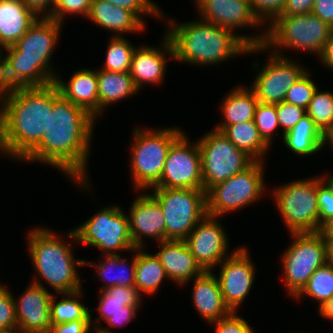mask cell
Listing matches in <instances>:
<instances>
[{"label":"cell","mask_w":333,"mask_h":333,"mask_svg":"<svg viewBox=\"0 0 333 333\" xmlns=\"http://www.w3.org/2000/svg\"><path fill=\"white\" fill-rule=\"evenodd\" d=\"M151 189L147 192L159 203L165 217L166 240H185L207 215L204 189Z\"/></svg>","instance_id":"30bf717a"},{"label":"cell","mask_w":333,"mask_h":333,"mask_svg":"<svg viewBox=\"0 0 333 333\" xmlns=\"http://www.w3.org/2000/svg\"><path fill=\"white\" fill-rule=\"evenodd\" d=\"M57 295L53 293L50 299L51 325L78 319H92L91 310L80 301L84 296L83 288L70 293H60V297H63L61 300H57Z\"/></svg>","instance_id":"836d02e7"},{"label":"cell","mask_w":333,"mask_h":333,"mask_svg":"<svg viewBox=\"0 0 333 333\" xmlns=\"http://www.w3.org/2000/svg\"><path fill=\"white\" fill-rule=\"evenodd\" d=\"M96 122L84 109L65 99L53 83V109L48 113L47 130L21 162L35 161L55 167L77 187L90 193L87 168Z\"/></svg>","instance_id":"6da1fadb"},{"label":"cell","mask_w":333,"mask_h":333,"mask_svg":"<svg viewBox=\"0 0 333 333\" xmlns=\"http://www.w3.org/2000/svg\"><path fill=\"white\" fill-rule=\"evenodd\" d=\"M36 19L21 0H0V47L13 46Z\"/></svg>","instance_id":"4316f807"},{"label":"cell","mask_w":333,"mask_h":333,"mask_svg":"<svg viewBox=\"0 0 333 333\" xmlns=\"http://www.w3.org/2000/svg\"><path fill=\"white\" fill-rule=\"evenodd\" d=\"M0 90L5 93L7 91L3 81V49L0 47Z\"/></svg>","instance_id":"9f6ffc18"},{"label":"cell","mask_w":333,"mask_h":333,"mask_svg":"<svg viewBox=\"0 0 333 333\" xmlns=\"http://www.w3.org/2000/svg\"><path fill=\"white\" fill-rule=\"evenodd\" d=\"M102 68L110 72H129L134 46L126 36H110Z\"/></svg>","instance_id":"d590c367"},{"label":"cell","mask_w":333,"mask_h":333,"mask_svg":"<svg viewBox=\"0 0 333 333\" xmlns=\"http://www.w3.org/2000/svg\"><path fill=\"white\" fill-rule=\"evenodd\" d=\"M215 326V333H255L254 328L237 312H232L229 316L210 323Z\"/></svg>","instance_id":"bcb514c9"},{"label":"cell","mask_w":333,"mask_h":333,"mask_svg":"<svg viewBox=\"0 0 333 333\" xmlns=\"http://www.w3.org/2000/svg\"><path fill=\"white\" fill-rule=\"evenodd\" d=\"M282 142L287 150L298 156L317 155L324 147V135L306 113L301 120L283 135Z\"/></svg>","instance_id":"4dcf8cb0"},{"label":"cell","mask_w":333,"mask_h":333,"mask_svg":"<svg viewBox=\"0 0 333 333\" xmlns=\"http://www.w3.org/2000/svg\"><path fill=\"white\" fill-rule=\"evenodd\" d=\"M288 233L320 232L318 226L317 176L292 180L271 192Z\"/></svg>","instance_id":"9c48e42d"},{"label":"cell","mask_w":333,"mask_h":333,"mask_svg":"<svg viewBox=\"0 0 333 333\" xmlns=\"http://www.w3.org/2000/svg\"><path fill=\"white\" fill-rule=\"evenodd\" d=\"M311 13L333 28V0H315Z\"/></svg>","instance_id":"816d5d0a"},{"label":"cell","mask_w":333,"mask_h":333,"mask_svg":"<svg viewBox=\"0 0 333 333\" xmlns=\"http://www.w3.org/2000/svg\"><path fill=\"white\" fill-rule=\"evenodd\" d=\"M191 281H194L191 300L198 315L205 322L210 324L232 313L223 299L214 271H204Z\"/></svg>","instance_id":"cb8c5ba5"},{"label":"cell","mask_w":333,"mask_h":333,"mask_svg":"<svg viewBox=\"0 0 333 333\" xmlns=\"http://www.w3.org/2000/svg\"><path fill=\"white\" fill-rule=\"evenodd\" d=\"M157 245L160 248L155 255L164 267L169 281L183 287L204 272L184 240H164Z\"/></svg>","instance_id":"7402d4cb"},{"label":"cell","mask_w":333,"mask_h":333,"mask_svg":"<svg viewBox=\"0 0 333 333\" xmlns=\"http://www.w3.org/2000/svg\"><path fill=\"white\" fill-rule=\"evenodd\" d=\"M92 319H78L67 323L51 325L49 333H94Z\"/></svg>","instance_id":"7dc6e473"},{"label":"cell","mask_w":333,"mask_h":333,"mask_svg":"<svg viewBox=\"0 0 333 333\" xmlns=\"http://www.w3.org/2000/svg\"><path fill=\"white\" fill-rule=\"evenodd\" d=\"M318 226H322L333 217V189L317 176Z\"/></svg>","instance_id":"7bdbcfd3"},{"label":"cell","mask_w":333,"mask_h":333,"mask_svg":"<svg viewBox=\"0 0 333 333\" xmlns=\"http://www.w3.org/2000/svg\"><path fill=\"white\" fill-rule=\"evenodd\" d=\"M99 302L96 314H99L96 319L91 320V324L96 331L102 320L106 321L112 314L118 312H138L143 303V296L135 287L114 286L107 288L104 291H98ZM100 325H98V324Z\"/></svg>","instance_id":"f1b7e54d"},{"label":"cell","mask_w":333,"mask_h":333,"mask_svg":"<svg viewBox=\"0 0 333 333\" xmlns=\"http://www.w3.org/2000/svg\"><path fill=\"white\" fill-rule=\"evenodd\" d=\"M201 152L203 189L244 171L254 160L238 149L221 131L212 129L197 139Z\"/></svg>","instance_id":"4fadbf2b"},{"label":"cell","mask_w":333,"mask_h":333,"mask_svg":"<svg viewBox=\"0 0 333 333\" xmlns=\"http://www.w3.org/2000/svg\"><path fill=\"white\" fill-rule=\"evenodd\" d=\"M291 244L281 254L285 291L294 298L313 272L327 262V244L320 232L289 233Z\"/></svg>","instance_id":"7c38bea8"},{"label":"cell","mask_w":333,"mask_h":333,"mask_svg":"<svg viewBox=\"0 0 333 333\" xmlns=\"http://www.w3.org/2000/svg\"><path fill=\"white\" fill-rule=\"evenodd\" d=\"M318 89L314 92L306 113L320 132L325 135L333 128V92Z\"/></svg>","instance_id":"8d00e7d4"},{"label":"cell","mask_w":333,"mask_h":333,"mask_svg":"<svg viewBox=\"0 0 333 333\" xmlns=\"http://www.w3.org/2000/svg\"><path fill=\"white\" fill-rule=\"evenodd\" d=\"M327 244V262L333 266V240H326Z\"/></svg>","instance_id":"6f0895ef"},{"label":"cell","mask_w":333,"mask_h":333,"mask_svg":"<svg viewBox=\"0 0 333 333\" xmlns=\"http://www.w3.org/2000/svg\"><path fill=\"white\" fill-rule=\"evenodd\" d=\"M315 0H287L280 16L310 14Z\"/></svg>","instance_id":"681fc988"},{"label":"cell","mask_w":333,"mask_h":333,"mask_svg":"<svg viewBox=\"0 0 333 333\" xmlns=\"http://www.w3.org/2000/svg\"><path fill=\"white\" fill-rule=\"evenodd\" d=\"M56 233L51 228H44L42 225L28 231L26 235L27 251L36 274L31 281L43 288H47L44 285L47 284L59 294L80 290L83 285L77 266H84V259L75 258L73 245L69 242L78 244L76 233L74 229L64 232V236Z\"/></svg>","instance_id":"5b68a950"},{"label":"cell","mask_w":333,"mask_h":333,"mask_svg":"<svg viewBox=\"0 0 333 333\" xmlns=\"http://www.w3.org/2000/svg\"><path fill=\"white\" fill-rule=\"evenodd\" d=\"M3 97H4V93L0 90V121H1V116H2Z\"/></svg>","instance_id":"94428289"},{"label":"cell","mask_w":333,"mask_h":333,"mask_svg":"<svg viewBox=\"0 0 333 333\" xmlns=\"http://www.w3.org/2000/svg\"><path fill=\"white\" fill-rule=\"evenodd\" d=\"M267 63L260 69L259 62L255 61L252 68L257 70L256 77L250 87L255 92L259 102L277 104L284 101L287 91L308 70L301 66L292 57H283L268 51Z\"/></svg>","instance_id":"5bb4252c"},{"label":"cell","mask_w":333,"mask_h":333,"mask_svg":"<svg viewBox=\"0 0 333 333\" xmlns=\"http://www.w3.org/2000/svg\"><path fill=\"white\" fill-rule=\"evenodd\" d=\"M329 144V149L333 150V128L324 135V146ZM333 152V151H332Z\"/></svg>","instance_id":"680465c9"},{"label":"cell","mask_w":333,"mask_h":333,"mask_svg":"<svg viewBox=\"0 0 333 333\" xmlns=\"http://www.w3.org/2000/svg\"><path fill=\"white\" fill-rule=\"evenodd\" d=\"M86 19L101 29L111 31L112 36H124L125 33L138 34L146 31V25L133 12L112 5L105 0H92Z\"/></svg>","instance_id":"d4e9b609"},{"label":"cell","mask_w":333,"mask_h":333,"mask_svg":"<svg viewBox=\"0 0 333 333\" xmlns=\"http://www.w3.org/2000/svg\"><path fill=\"white\" fill-rule=\"evenodd\" d=\"M26 8L30 10L37 18L53 17L52 0H21Z\"/></svg>","instance_id":"c3c4849f"},{"label":"cell","mask_w":333,"mask_h":333,"mask_svg":"<svg viewBox=\"0 0 333 333\" xmlns=\"http://www.w3.org/2000/svg\"><path fill=\"white\" fill-rule=\"evenodd\" d=\"M276 113L279 126L283 129V138V135L290 131L306 114V109L283 101L276 104Z\"/></svg>","instance_id":"f6af8a7d"},{"label":"cell","mask_w":333,"mask_h":333,"mask_svg":"<svg viewBox=\"0 0 333 333\" xmlns=\"http://www.w3.org/2000/svg\"><path fill=\"white\" fill-rule=\"evenodd\" d=\"M258 102L255 92L250 86L233 87L220 103L223 119L216 124L214 129L222 131L228 125L253 121Z\"/></svg>","instance_id":"83f0119b"},{"label":"cell","mask_w":333,"mask_h":333,"mask_svg":"<svg viewBox=\"0 0 333 333\" xmlns=\"http://www.w3.org/2000/svg\"><path fill=\"white\" fill-rule=\"evenodd\" d=\"M17 332L14 296L10 289L0 282V333Z\"/></svg>","instance_id":"ab89813d"},{"label":"cell","mask_w":333,"mask_h":333,"mask_svg":"<svg viewBox=\"0 0 333 333\" xmlns=\"http://www.w3.org/2000/svg\"><path fill=\"white\" fill-rule=\"evenodd\" d=\"M131 203L127 215L133 245L146 248V237L156 243L166 240V221L159 203L147 191H140Z\"/></svg>","instance_id":"ac0fdd59"},{"label":"cell","mask_w":333,"mask_h":333,"mask_svg":"<svg viewBox=\"0 0 333 333\" xmlns=\"http://www.w3.org/2000/svg\"><path fill=\"white\" fill-rule=\"evenodd\" d=\"M221 224L218 217L206 215L184 240L204 271H214L235 251H228L230 242Z\"/></svg>","instance_id":"e0dca14e"},{"label":"cell","mask_w":333,"mask_h":333,"mask_svg":"<svg viewBox=\"0 0 333 333\" xmlns=\"http://www.w3.org/2000/svg\"><path fill=\"white\" fill-rule=\"evenodd\" d=\"M322 178L329 184V186L333 189V174L331 173L330 175H326L323 173L321 174Z\"/></svg>","instance_id":"91938a15"},{"label":"cell","mask_w":333,"mask_h":333,"mask_svg":"<svg viewBox=\"0 0 333 333\" xmlns=\"http://www.w3.org/2000/svg\"><path fill=\"white\" fill-rule=\"evenodd\" d=\"M98 80L99 117L107 107L139 93L129 72L96 69Z\"/></svg>","instance_id":"f546056e"},{"label":"cell","mask_w":333,"mask_h":333,"mask_svg":"<svg viewBox=\"0 0 333 333\" xmlns=\"http://www.w3.org/2000/svg\"><path fill=\"white\" fill-rule=\"evenodd\" d=\"M153 188L203 189L201 152L197 140L183 133L170 147L160 181Z\"/></svg>","instance_id":"9a60e30c"},{"label":"cell","mask_w":333,"mask_h":333,"mask_svg":"<svg viewBox=\"0 0 333 333\" xmlns=\"http://www.w3.org/2000/svg\"><path fill=\"white\" fill-rule=\"evenodd\" d=\"M132 253L133 258L130 261L126 257H122V254L101 255L100 259H103L97 263L84 259V266L91 265L96 269L97 277L100 278L99 282L104 281L105 285L100 286L99 291L114 286L135 287L136 248L132 250Z\"/></svg>","instance_id":"484cf974"},{"label":"cell","mask_w":333,"mask_h":333,"mask_svg":"<svg viewBox=\"0 0 333 333\" xmlns=\"http://www.w3.org/2000/svg\"><path fill=\"white\" fill-rule=\"evenodd\" d=\"M110 2L112 5L122 7L123 9L133 12L145 25L146 21L143 18L146 16L155 18H168L166 14L164 15L161 7H158L157 2L153 0H105Z\"/></svg>","instance_id":"60d3db41"},{"label":"cell","mask_w":333,"mask_h":333,"mask_svg":"<svg viewBox=\"0 0 333 333\" xmlns=\"http://www.w3.org/2000/svg\"><path fill=\"white\" fill-rule=\"evenodd\" d=\"M320 233L325 240H333V217L322 226Z\"/></svg>","instance_id":"11a10c76"},{"label":"cell","mask_w":333,"mask_h":333,"mask_svg":"<svg viewBox=\"0 0 333 333\" xmlns=\"http://www.w3.org/2000/svg\"><path fill=\"white\" fill-rule=\"evenodd\" d=\"M145 251L144 248H136L135 288L142 296L157 293L163 280L168 281L159 258L155 253Z\"/></svg>","instance_id":"d6a6232c"},{"label":"cell","mask_w":333,"mask_h":333,"mask_svg":"<svg viewBox=\"0 0 333 333\" xmlns=\"http://www.w3.org/2000/svg\"><path fill=\"white\" fill-rule=\"evenodd\" d=\"M15 299L17 332L49 333L50 299L53 293L34 282H30L26 290Z\"/></svg>","instance_id":"ffe728a7"},{"label":"cell","mask_w":333,"mask_h":333,"mask_svg":"<svg viewBox=\"0 0 333 333\" xmlns=\"http://www.w3.org/2000/svg\"><path fill=\"white\" fill-rule=\"evenodd\" d=\"M238 149L254 161H264L270 146L262 139L254 120L226 126L221 131Z\"/></svg>","instance_id":"1f68e13d"},{"label":"cell","mask_w":333,"mask_h":333,"mask_svg":"<svg viewBox=\"0 0 333 333\" xmlns=\"http://www.w3.org/2000/svg\"><path fill=\"white\" fill-rule=\"evenodd\" d=\"M73 229L78 243L98 248L102 255L125 251L129 253L136 248L130 234L128 215L115 204L99 209L96 214Z\"/></svg>","instance_id":"8fae6325"},{"label":"cell","mask_w":333,"mask_h":333,"mask_svg":"<svg viewBox=\"0 0 333 333\" xmlns=\"http://www.w3.org/2000/svg\"><path fill=\"white\" fill-rule=\"evenodd\" d=\"M248 251L247 247L239 246L218 265L221 269L216 277L223 299L232 312L238 313L255 282L256 266Z\"/></svg>","instance_id":"2e32d148"},{"label":"cell","mask_w":333,"mask_h":333,"mask_svg":"<svg viewBox=\"0 0 333 333\" xmlns=\"http://www.w3.org/2000/svg\"><path fill=\"white\" fill-rule=\"evenodd\" d=\"M310 69L287 91L284 102L295 106L308 108L314 92L319 88L311 76ZM311 76V77H310Z\"/></svg>","instance_id":"f35d334b"},{"label":"cell","mask_w":333,"mask_h":333,"mask_svg":"<svg viewBox=\"0 0 333 333\" xmlns=\"http://www.w3.org/2000/svg\"><path fill=\"white\" fill-rule=\"evenodd\" d=\"M318 60L324 65L323 67L333 71V32Z\"/></svg>","instance_id":"f5cc1de1"},{"label":"cell","mask_w":333,"mask_h":333,"mask_svg":"<svg viewBox=\"0 0 333 333\" xmlns=\"http://www.w3.org/2000/svg\"><path fill=\"white\" fill-rule=\"evenodd\" d=\"M265 162L254 161L244 171L212 186L206 192L207 215L219 219L259 202L265 196Z\"/></svg>","instance_id":"ba28073f"},{"label":"cell","mask_w":333,"mask_h":333,"mask_svg":"<svg viewBox=\"0 0 333 333\" xmlns=\"http://www.w3.org/2000/svg\"><path fill=\"white\" fill-rule=\"evenodd\" d=\"M56 76L55 84L60 94L74 105L84 109L96 120L99 118L98 80L96 70L82 68L67 80Z\"/></svg>","instance_id":"603a6c76"},{"label":"cell","mask_w":333,"mask_h":333,"mask_svg":"<svg viewBox=\"0 0 333 333\" xmlns=\"http://www.w3.org/2000/svg\"><path fill=\"white\" fill-rule=\"evenodd\" d=\"M62 26L52 18H37L13 46L3 49V81L7 90L55 82L58 74L52 57Z\"/></svg>","instance_id":"277c9868"},{"label":"cell","mask_w":333,"mask_h":333,"mask_svg":"<svg viewBox=\"0 0 333 333\" xmlns=\"http://www.w3.org/2000/svg\"><path fill=\"white\" fill-rule=\"evenodd\" d=\"M254 122L262 139L271 147L274 137L279 133L277 129H280L276 104L258 102Z\"/></svg>","instance_id":"74e56055"},{"label":"cell","mask_w":333,"mask_h":333,"mask_svg":"<svg viewBox=\"0 0 333 333\" xmlns=\"http://www.w3.org/2000/svg\"><path fill=\"white\" fill-rule=\"evenodd\" d=\"M317 309L320 317L325 318V320L327 319V321L331 320L333 323V296Z\"/></svg>","instance_id":"db71d44e"},{"label":"cell","mask_w":333,"mask_h":333,"mask_svg":"<svg viewBox=\"0 0 333 333\" xmlns=\"http://www.w3.org/2000/svg\"><path fill=\"white\" fill-rule=\"evenodd\" d=\"M52 109L53 83L7 90L0 121V155L21 162L41 141Z\"/></svg>","instance_id":"3957f363"},{"label":"cell","mask_w":333,"mask_h":333,"mask_svg":"<svg viewBox=\"0 0 333 333\" xmlns=\"http://www.w3.org/2000/svg\"><path fill=\"white\" fill-rule=\"evenodd\" d=\"M196 19L197 21L180 23L172 17L164 18V22L168 23L165 34L172 43L174 60L200 67L216 66L228 59L230 61L232 58L246 55L249 47L264 44L266 28L247 36L235 34L200 18Z\"/></svg>","instance_id":"7a4b0ae2"},{"label":"cell","mask_w":333,"mask_h":333,"mask_svg":"<svg viewBox=\"0 0 333 333\" xmlns=\"http://www.w3.org/2000/svg\"><path fill=\"white\" fill-rule=\"evenodd\" d=\"M159 43L151 46L141 44L133 52L130 66V75L139 91L143 85H160L167 72L168 58L174 59V50L169 37L164 34Z\"/></svg>","instance_id":"44dd1931"},{"label":"cell","mask_w":333,"mask_h":333,"mask_svg":"<svg viewBox=\"0 0 333 333\" xmlns=\"http://www.w3.org/2000/svg\"><path fill=\"white\" fill-rule=\"evenodd\" d=\"M53 17L59 23H64L69 16H82L84 19L88 16L92 0H52ZM67 15V17H66ZM69 15V16H68Z\"/></svg>","instance_id":"b9f144b4"},{"label":"cell","mask_w":333,"mask_h":333,"mask_svg":"<svg viewBox=\"0 0 333 333\" xmlns=\"http://www.w3.org/2000/svg\"><path fill=\"white\" fill-rule=\"evenodd\" d=\"M137 313L138 312H118V313L112 314V316L105 321V322H107V327L99 326V328L96 330V332L97 333H115L110 328H112V327L121 328V326L122 327L125 326L130 321L134 320V318H136Z\"/></svg>","instance_id":"f907efd6"},{"label":"cell","mask_w":333,"mask_h":333,"mask_svg":"<svg viewBox=\"0 0 333 333\" xmlns=\"http://www.w3.org/2000/svg\"><path fill=\"white\" fill-rule=\"evenodd\" d=\"M184 133L179 127L153 129L134 126L130 147V175L136 191L153 188L161 178L171 145Z\"/></svg>","instance_id":"52a82bcc"},{"label":"cell","mask_w":333,"mask_h":333,"mask_svg":"<svg viewBox=\"0 0 333 333\" xmlns=\"http://www.w3.org/2000/svg\"><path fill=\"white\" fill-rule=\"evenodd\" d=\"M194 3L201 20L231 30L235 34L242 28H256V31L266 28L252 12L249 1L195 0Z\"/></svg>","instance_id":"d6986e66"},{"label":"cell","mask_w":333,"mask_h":333,"mask_svg":"<svg viewBox=\"0 0 333 333\" xmlns=\"http://www.w3.org/2000/svg\"><path fill=\"white\" fill-rule=\"evenodd\" d=\"M332 32L333 28L329 24L312 13L292 16L279 15L266 27L264 44L249 47L246 55L264 54L265 51L269 50L273 54L287 57L283 51L291 49L317 55L318 58Z\"/></svg>","instance_id":"8992f818"},{"label":"cell","mask_w":333,"mask_h":333,"mask_svg":"<svg viewBox=\"0 0 333 333\" xmlns=\"http://www.w3.org/2000/svg\"><path fill=\"white\" fill-rule=\"evenodd\" d=\"M287 0H250V7L258 20L266 27L283 11Z\"/></svg>","instance_id":"ee69618b"},{"label":"cell","mask_w":333,"mask_h":333,"mask_svg":"<svg viewBox=\"0 0 333 333\" xmlns=\"http://www.w3.org/2000/svg\"><path fill=\"white\" fill-rule=\"evenodd\" d=\"M311 298L316 302L318 308L333 296V266L326 262L317 268L302 290L293 298Z\"/></svg>","instance_id":"e575fe53"}]
</instances>
